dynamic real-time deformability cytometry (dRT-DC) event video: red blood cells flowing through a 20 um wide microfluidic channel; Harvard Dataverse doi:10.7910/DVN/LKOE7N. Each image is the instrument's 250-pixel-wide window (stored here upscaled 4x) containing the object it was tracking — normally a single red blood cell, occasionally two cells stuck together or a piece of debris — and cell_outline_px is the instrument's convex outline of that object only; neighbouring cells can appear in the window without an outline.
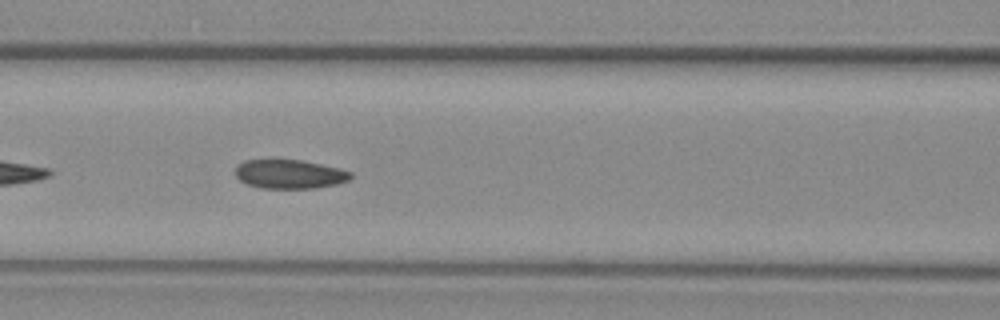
{"species": "common noctule bat (a hibernating species)", "species_latin": "Nyctalus noctula", "temperature_condition": "warm", "stored_images_in_passage": 32, "camera_frame_rate_fps": 3000, "um_per_image_px": 0.085, "animal": {"sex": "female", "body_mass_g": 29.2, "forearm_length_mm": 56.3}, "frame": {"image": 1, "passage_image": 8, "time_ms": 2.333, "image_size_px": [1000, 320], "cell_outline_px": [[352, 176], [348, 180], [336, 184], [316, 188], [260, 188], [248, 184], [240, 180], [236, 176], [236, 164], [244, 160], [300, 160], [340, 168], [352, 172]], "centroid_in_image_um": [24.61, 14.8], "position_along_channel_um": 142.0, "area_um2": 19.42}}
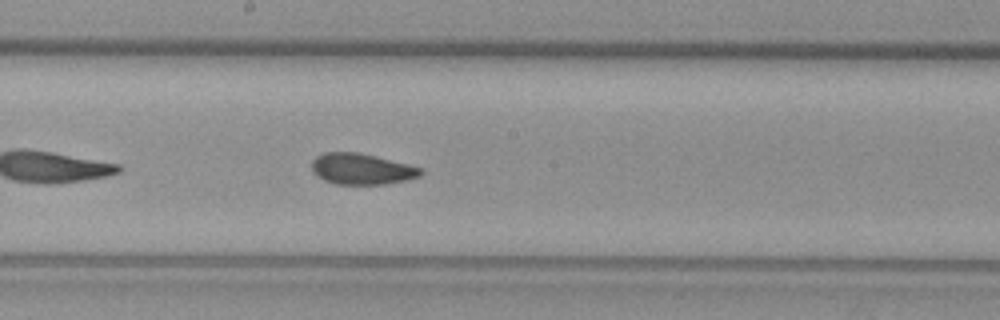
{"frame": {"image": 2, "passage_image": 14, "time_ms": 4.333, "image_size_px": [1000, 320], "cell_outline_px": [[424, 172], [420, 176], [404, 180], [384, 184], [336, 184], [324, 180], [316, 176], [312, 172], [312, 160], [316, 156], [324, 152], [360, 152], [424, 168]], "centroid_in_image_um": [30.73, 14.35], "position_along_channel_um": 217.5, "area_um2": 19.83}}
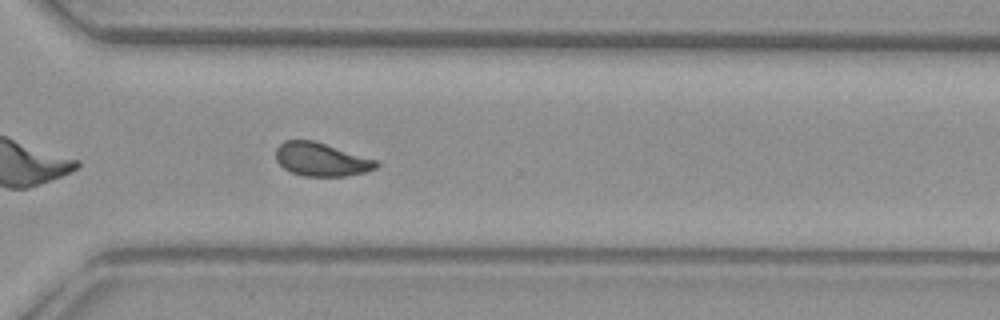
{"frame": {"image": 3, "passage_image": 24, "time_ms": 7.667, "image_size_px": [1000, 320], "cell_outline_px": [[380, 164], [376, 168], [364, 172], [348, 176], [304, 176], [292, 172], [284, 168], [276, 160], [276, 148], [284, 140], [312, 140], [376, 160]], "centroid_in_image_um": [27.29, 13.56], "position_along_channel_um": 343.3, "area_um2": 19.31}, "authors_computed_cell_mechanics": {"area_um2": 19.941, "velocity_mm_per_s": 3.782, "shape_relaxation_time_tau1_ms": 10.5149, "shape_relaxation_time_tau2_ms": 1.4816, "deformation_change_tau1": 0.1888, "deformation_change_tau2": 0.0555}}